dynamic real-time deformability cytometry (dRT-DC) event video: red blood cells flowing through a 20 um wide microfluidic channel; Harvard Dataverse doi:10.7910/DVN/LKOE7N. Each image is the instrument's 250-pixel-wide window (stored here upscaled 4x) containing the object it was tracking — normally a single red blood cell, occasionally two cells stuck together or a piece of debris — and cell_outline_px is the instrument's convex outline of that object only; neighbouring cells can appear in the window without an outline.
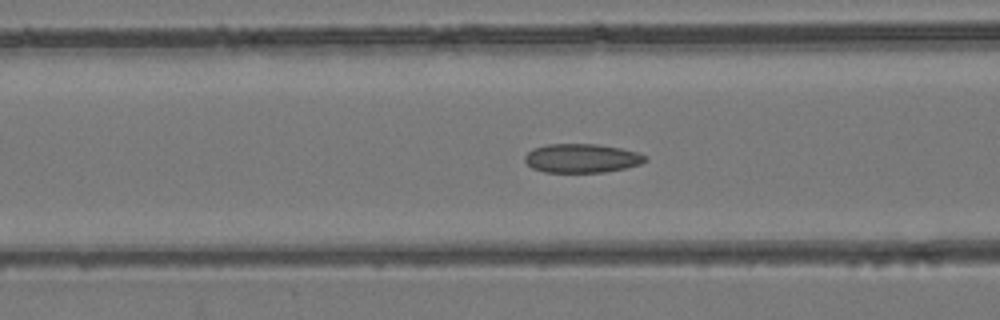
{"species": "common noctule bat (a hibernating species)", "species_latin": "Nyctalus noctula", "temperature_condition": "room temperature", "stored_images_in_passage": 48, "camera_frame_rate_fps": 3000, "um_per_image_px": 0.085, "animal": {"sex": "female", "body_mass_g": 24.6, "forearm_length_mm": 56.2}, "frame": {"image": 1, "passage_image": 19, "time_ms": 6.0, "image_size_px": [1000, 320], "cell_outline_px": [[648, 160], [640, 164], [624, 168], [604, 172], [544, 172], [532, 168], [524, 160], [524, 156], [532, 148], [548, 144], [596, 144], [620, 148], [636, 152], [648, 156]], "centroid_in_image_um": [49.44, 13.45], "position_along_channel_um": 117.2, "area_um2": 20.29}}
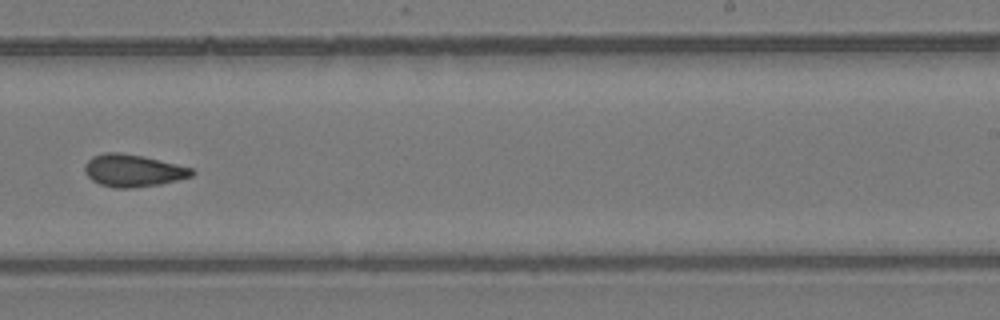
{"frame": {"image": 2, "passage_image": 30, "time_ms": 9.667, "image_size_px": [1000, 320], "cell_outline_px": [[196, 172], [192, 176], [160, 184], [132, 188], [116, 188], [100, 184], [92, 180], [84, 172], [84, 164], [92, 156], [104, 152], [120, 152], [140, 156], [176, 164], [192, 168]], "centroid_in_image_um": [11.27, 14.5], "position_along_channel_um": 277.7, "area_um2": 20.06}}
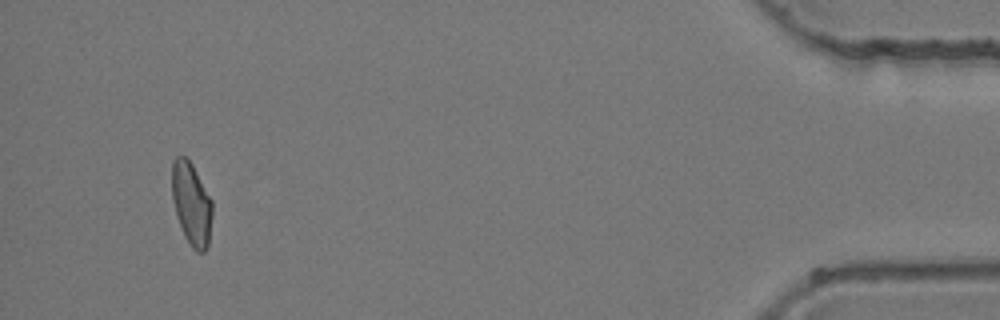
{"frame": {"image": 3, "passage_image": 45, "time_ms": 14.667, "image_size_px": [1000, 320], "cell_outline_px": [[212, 216], [208, 244], [204, 252], [196, 252], [192, 248], [184, 236], [176, 216], [172, 200], [172, 160], [176, 156], [184, 156], [192, 164], [212, 200]], "centroid_in_image_um": [16.26, 17.33], "position_along_channel_um": 418.9, "area_um2": 19.54}}